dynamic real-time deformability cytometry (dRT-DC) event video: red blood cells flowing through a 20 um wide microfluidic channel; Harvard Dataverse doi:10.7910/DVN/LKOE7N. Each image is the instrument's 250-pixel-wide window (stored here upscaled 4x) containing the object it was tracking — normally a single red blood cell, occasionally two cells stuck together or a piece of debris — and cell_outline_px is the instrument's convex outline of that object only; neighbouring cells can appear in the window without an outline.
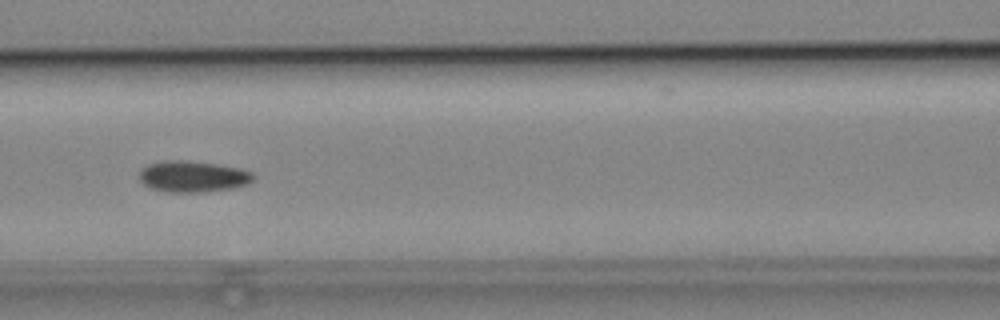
{"species": "common noctule bat (a hibernating species)", "species_latin": "Nyctalus noctula", "temperature_condition": "cold", "stored_images_in_passage": 5, "camera_frame_rate_fps": 3000, "um_per_image_px": 0.085, "animal": {"sex": "male", "body_mass_g": 19.2, "forearm_length_mm": 51.8}, "frame": {"image": 1, "passage_image": 4, "time_ms": 3.333, "image_size_px": [1000, 320], "cell_outline_px": [[256, 176], [248, 184], [232, 188], [200, 192], [168, 192], [152, 188], [144, 184], [140, 180], [140, 168], [148, 164], [164, 160], [184, 160], [216, 164], [240, 168], [252, 172]], "centroid_in_image_um": [16.39, 14.99], "position_along_channel_um": 150.2, "area_um2": 20.75}}
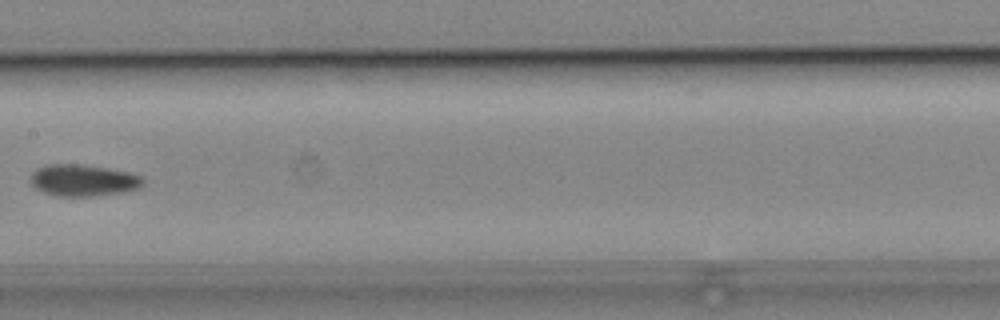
{"frame": {"image": 2, "passage_image": 5, "time_ms": 4.667, "image_size_px": [1000, 320], "cell_outline_px": [[144, 184], [140, 188], [120, 192], [92, 196], [56, 196], [44, 192], [36, 188], [32, 184], [32, 172], [48, 164], [80, 164], [128, 172], [140, 176], [144, 180]], "centroid_in_image_um": [7.09, 15.33], "position_along_channel_um": 200.3, "area_um2": 20.4}}